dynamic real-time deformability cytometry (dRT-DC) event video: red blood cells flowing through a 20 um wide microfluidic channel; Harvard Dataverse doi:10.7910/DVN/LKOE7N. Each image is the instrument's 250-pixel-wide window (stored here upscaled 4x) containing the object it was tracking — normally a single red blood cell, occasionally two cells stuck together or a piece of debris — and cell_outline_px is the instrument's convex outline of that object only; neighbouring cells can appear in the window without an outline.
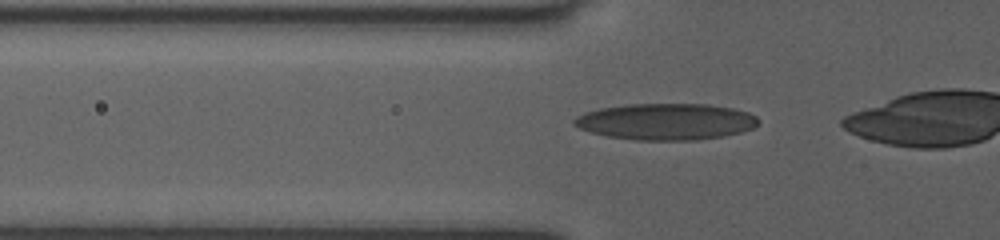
{"species": "human", "species_latin": "Homo sapiens", "temperature_condition": "room temperature", "stored_images_in_passage": 24, "camera_frame_rate_fps": 3000, "um_per_image_px": 0.085, "donor": {"sex": "female"}, "frame": {"image": 1, "passage_image": 15, "time_ms": 4.667, "image_size_px": [1000, 240], "cell_outline_px": [[760, 120], [752, 128], [740, 132], [724, 136], [696, 140], [636, 140], [608, 136], [592, 132], [580, 128], [572, 124], [572, 120], [576, 116], [584, 112], [600, 108], [628, 104], [708, 104], [732, 108], [748, 112], [756, 116]], "centroid_in_image_um": [56.59, 10.33], "position_along_channel_um": 69.2, "area_um2": 39.13}}
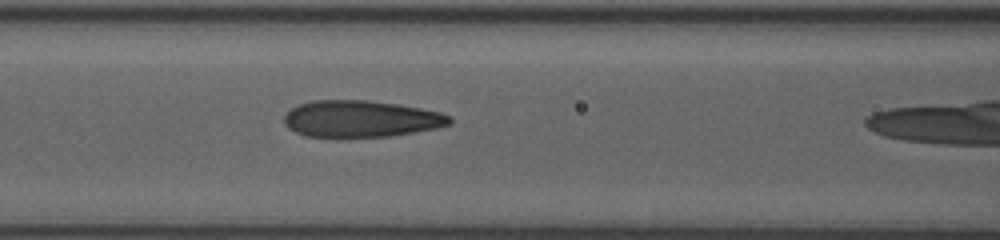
{"frame": {"image": 2, "passage_image": 20, "time_ms": 6.333, "image_size_px": [1000, 240], "cell_outline_px": [[452, 124], [436, 128], [388, 136], [304, 136], [288, 128], [284, 124], [284, 116], [296, 104], [312, 100], [368, 100], [396, 104], [420, 108], [440, 112], [452, 116]], "centroid_in_image_um": [30.67, 10.08], "position_along_channel_um": 135.9, "area_um2": 35.2}}
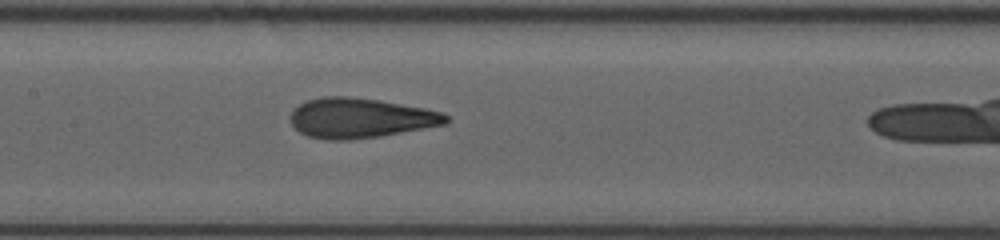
{"frame": {"image": 3, "passage_image": 23, "time_ms": 7.333, "image_size_px": [1000, 240], "cell_outline_px": [[448, 124], [380, 136], [348, 140], [328, 140], [308, 136], [300, 132], [292, 124], [292, 112], [300, 104], [308, 100], [324, 96], [348, 96], [380, 100], [424, 108], [444, 112], [448, 116]], "centroid_in_image_um": [30.67, 10.03], "position_along_channel_um": 176.7, "area_um2": 36.07}}